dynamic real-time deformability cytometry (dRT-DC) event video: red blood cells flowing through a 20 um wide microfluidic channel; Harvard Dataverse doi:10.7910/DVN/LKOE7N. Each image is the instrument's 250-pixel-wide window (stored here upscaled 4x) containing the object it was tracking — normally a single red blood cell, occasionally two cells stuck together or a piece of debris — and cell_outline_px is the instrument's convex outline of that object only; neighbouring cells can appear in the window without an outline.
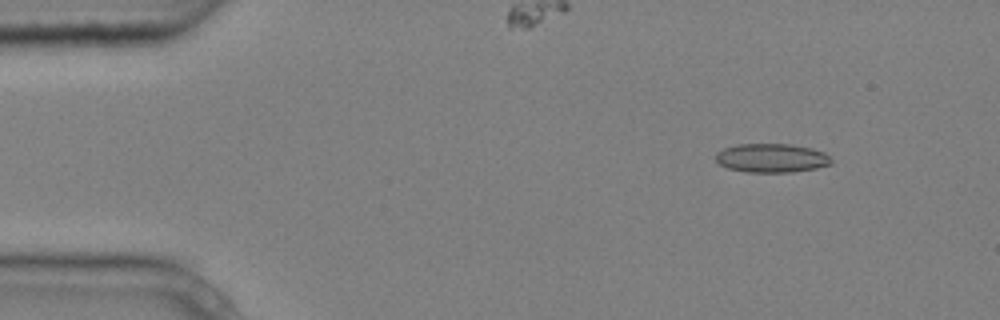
{"species": "common noctule bat (a hibernating species)", "species_latin": "Nyctalus noctula", "temperature_condition": "cold", "stored_images_in_passage": 8, "camera_frame_rate_fps": 3000, "um_per_image_px": 0.085, "animal": {"sex": "male", "body_mass_g": 20.4}, "frame": {"image": 1, "passage_image": 2, "time_ms": 0.333, "image_size_px": [1000, 320], "cell_outline_px": [[832, 164], [816, 168], [792, 172], [748, 172], [728, 168], [720, 164], [716, 160], [716, 152], [724, 148], [736, 144], [792, 144], [812, 148], [824, 152], [832, 160]], "centroid_in_image_um": [65.59, 13.42], "position_along_channel_um": 19.4, "area_um2": 19.48}}
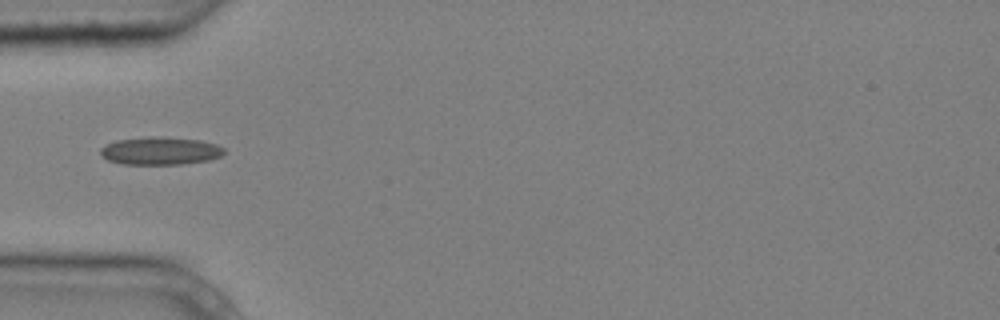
{"frame": {"image": 2, "passage_image": 5, "time_ms": 1.333, "image_size_px": [1000, 320], "cell_outline_px": [[224, 152], [220, 156], [208, 160], [180, 164], [120, 164], [108, 160], [100, 156], [100, 148], [104, 144], [116, 140], [148, 136], [164, 136], [200, 140], [216, 144], [224, 148]], "centroid_in_image_um": [13.56, 12.81], "position_along_channel_um": 71.4, "area_um2": 20.29}}
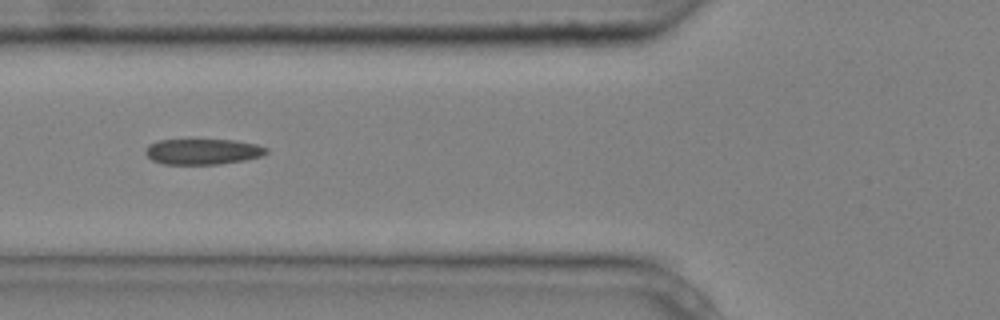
{"frame": {"image": 3, "passage_image": 6, "time_ms": 1.667, "image_size_px": [1000, 320], "cell_outline_px": [[268, 152], [260, 156], [244, 160], [220, 164], [164, 164], [152, 160], [144, 152], [148, 144], [160, 140], [236, 140], [256, 144], [268, 148]], "centroid_in_image_um": [17.23, 12.88], "position_along_channel_um": 108.6, "area_um2": 18.03}}